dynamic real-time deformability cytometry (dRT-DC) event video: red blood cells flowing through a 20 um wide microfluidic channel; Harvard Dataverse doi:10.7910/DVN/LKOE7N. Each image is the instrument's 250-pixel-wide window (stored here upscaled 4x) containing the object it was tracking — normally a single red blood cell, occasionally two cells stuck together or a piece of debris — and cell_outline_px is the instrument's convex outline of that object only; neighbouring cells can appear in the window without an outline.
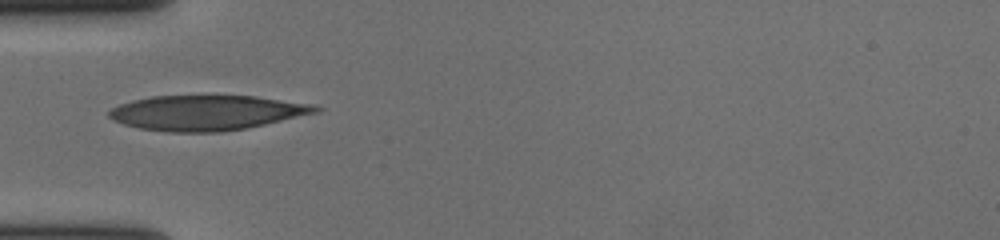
{"species": "human", "species_latin": "Homo sapiens", "temperature_condition": "cold", "stored_images_in_passage": 35, "camera_frame_rate_fps": 3000, "um_per_image_px": 0.085, "donor": {"sex": "female"}, "frame": {"image": 1, "passage_image": 1, "time_ms": 0.0, "image_size_px": [1000, 240], "cell_outline_px": [[324, 108], [320, 112], [248, 128], [220, 132], [168, 132], [140, 128], [124, 124], [108, 116], [108, 112], [112, 108], [120, 104], [132, 100], [152, 96], [204, 92], [212, 92], [256, 96], [316, 104]], "centroid_in_image_um": [17.64, 9.52], "position_along_channel_um": 67.4, "area_um2": 43.93}}
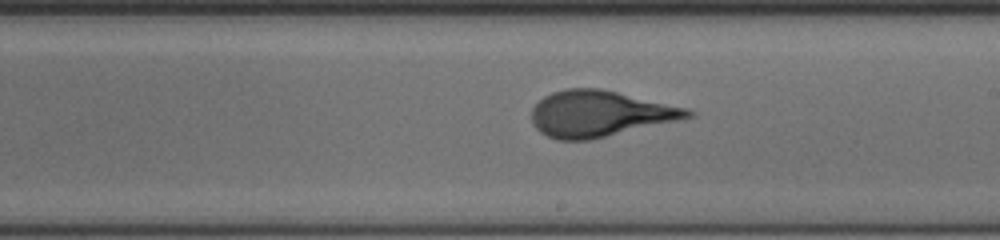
{"frame": {"image": 2, "passage_image": 15, "time_ms": 4.667, "image_size_px": [1000, 240], "cell_outline_px": [[696, 116], [592, 140], [556, 140], [540, 132], [532, 124], [532, 108], [544, 96], [552, 92], [564, 88], [600, 88], [688, 108], [696, 112]], "centroid_in_image_um": [50.98, 9.67], "position_along_channel_um": 238.0, "area_um2": 42.08}}
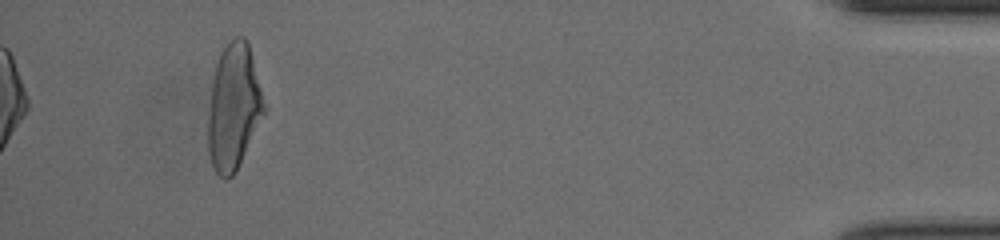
{"frame": {"image": 3, "passage_image": 35, "time_ms": 11.333, "image_size_px": [1000, 240], "cell_outline_px": [[268, 108], [264, 116], [232, 176], [228, 180], [224, 180], [216, 172], [212, 164], [208, 152], [208, 112], [212, 84], [216, 64], [220, 52], [228, 40], [236, 36], [244, 36], [248, 44]], "centroid_in_image_um": [19.87, 9.07], "position_along_channel_um": 415.3, "area_um2": 41.21}, "authors_computed_cell_mechanics": {"area_um2": 40.9802, "velocity_mm_per_s": 3.6831, "shape_relaxation_time_tau1_ms": 4.5178, "shape_relaxation_time_tau2_ms": null, "deformation_change_tau1": 0.2149, "deformation_change_tau2": null}}